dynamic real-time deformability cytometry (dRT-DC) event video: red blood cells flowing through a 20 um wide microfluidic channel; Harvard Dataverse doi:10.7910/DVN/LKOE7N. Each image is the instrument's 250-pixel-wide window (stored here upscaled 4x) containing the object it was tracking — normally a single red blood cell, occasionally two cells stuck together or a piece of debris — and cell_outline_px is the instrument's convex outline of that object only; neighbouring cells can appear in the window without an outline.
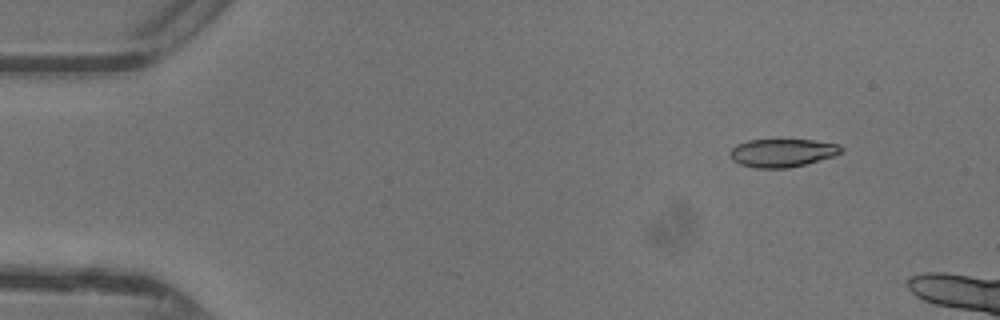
{"species": "common noctule bat (a hibernating species)", "species_latin": "Nyctalus noctula", "temperature_condition": "warm", "stored_images_in_passage": 12, "camera_frame_rate_fps": 3000, "um_per_image_px": 0.085, "animal": {"sex": "female"}, "frame": {"image": 1, "passage_image": 6, "time_ms": 1.667, "image_size_px": [1000, 320], "cell_outline_px": [[844, 152], [836, 156], [788, 168], [756, 168], [740, 164], [732, 160], [728, 152], [736, 144], [748, 140], [812, 140], [840, 144], [844, 148]], "centroid_in_image_um": [66.52, 12.99], "position_along_channel_um": 18.5, "area_um2": 18.44}}